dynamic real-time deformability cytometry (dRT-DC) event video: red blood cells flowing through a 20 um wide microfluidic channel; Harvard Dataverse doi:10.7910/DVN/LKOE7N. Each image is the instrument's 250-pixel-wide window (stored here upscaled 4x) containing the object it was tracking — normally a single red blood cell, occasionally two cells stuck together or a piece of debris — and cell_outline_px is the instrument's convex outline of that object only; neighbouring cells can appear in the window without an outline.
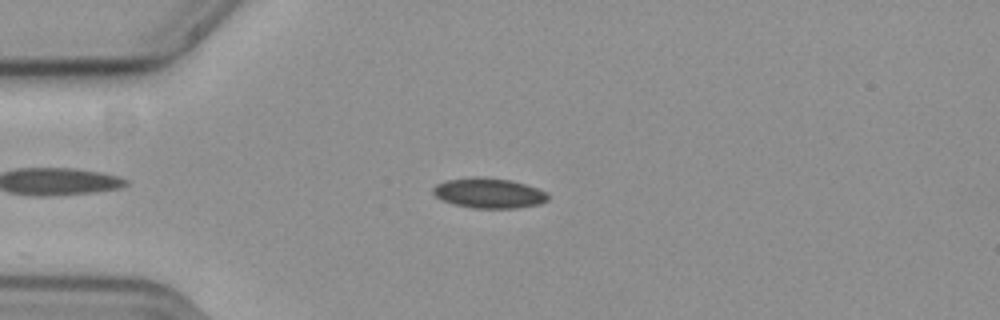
{"species": "common noctule bat (a hibernating species)", "species_latin": "Nyctalus noctula", "temperature_condition": "cold", "stored_images_in_passage": 52, "camera_frame_rate_fps": 3000, "um_per_image_px": 0.085, "animal": {"sex": "female", "body_mass_g": 19.3, "forearm_length_mm": 54.1}, "frame": {"image": 1, "passage_image": 9, "time_ms": 2.667, "image_size_px": [1000, 320], "cell_outline_px": [[548, 200], [540, 204], [516, 208], [468, 208], [452, 204], [440, 200], [432, 192], [432, 188], [436, 184], [448, 180], [472, 176], [480, 176], [508, 180], [524, 184], [536, 188], [544, 192], [548, 196]], "centroid_in_image_um": [41.49, 16.42], "position_along_channel_um": 43.5, "area_um2": 20.23}}
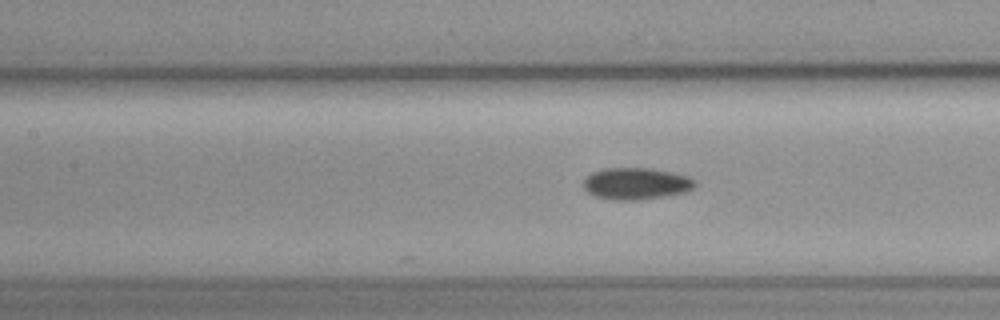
{"frame": {"image": 2, "passage_image": 20, "time_ms": 6.333, "image_size_px": [1000, 320], "cell_outline_px": [[696, 184], [688, 192], [668, 196], [640, 200], [612, 200], [596, 196], [588, 192], [584, 188], [584, 176], [592, 172], [604, 168], [652, 168], [672, 172], [688, 176], [696, 180]], "centroid_in_image_um": [54.09, 15.61], "position_along_channel_um": 153.3, "area_um2": 20.98}}
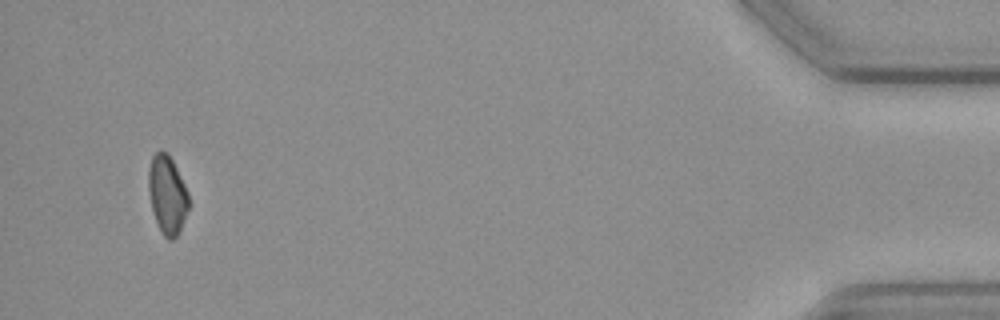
{"frame": {"image": 3, "passage_image": 49, "time_ms": 16.0, "image_size_px": [1000, 320], "cell_outline_px": [[188, 208], [180, 232], [172, 240], [168, 240], [160, 232], [152, 208], [148, 188], [148, 172], [152, 156], [160, 148], [168, 152], [188, 192]], "centroid_in_image_um": [14.21, 16.54], "position_along_channel_um": 421.0, "area_um2": 18.32}, "authors_computed_cell_mechanics": {"area_um2": 19.5942, "velocity_mm_per_s": 3.6325, "shape_relaxation_time_tau1_ms": 4.4401, "shape_relaxation_time_tau2_ms": null, "deformation_change_tau1": 0.0727, "deformation_change_tau2": null}}